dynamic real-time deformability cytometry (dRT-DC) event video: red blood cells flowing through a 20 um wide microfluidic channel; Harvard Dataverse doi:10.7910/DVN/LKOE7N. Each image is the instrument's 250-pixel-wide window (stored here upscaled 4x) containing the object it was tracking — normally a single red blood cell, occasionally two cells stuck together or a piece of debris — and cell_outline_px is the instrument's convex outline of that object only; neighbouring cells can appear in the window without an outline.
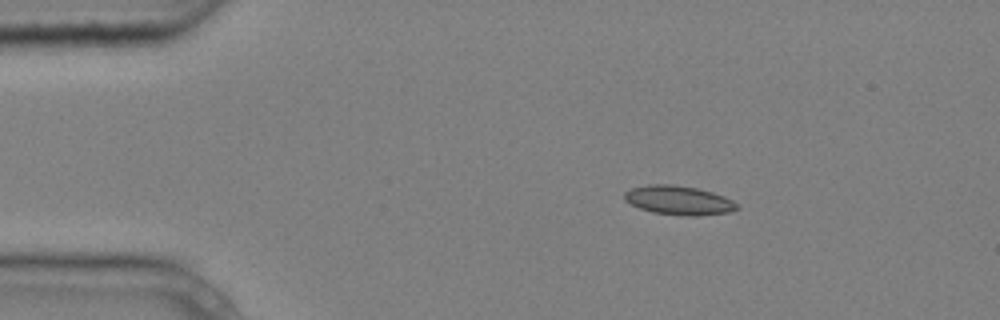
{"species": "common noctule bat (a hibernating species)", "species_latin": "Nyctalus noctula", "temperature_condition": "cold", "stored_images_in_passage": 5, "camera_frame_rate_fps": 3000, "um_per_image_px": 0.085, "animal": {"sex": "male", "body_mass_g": 20.4}, "frame": {"image": 1, "passage_image": 2, "time_ms": 0.333, "image_size_px": [1000, 320], "cell_outline_px": [[740, 208], [728, 212], [696, 216], [688, 216], [652, 212], [640, 208], [624, 200], [624, 192], [632, 188], [648, 184], [672, 184], [696, 188], [712, 192], [724, 196], [732, 200]], "centroid_in_image_um": [57.68, 17.02], "position_along_channel_um": 27.3, "area_um2": 18.96}}
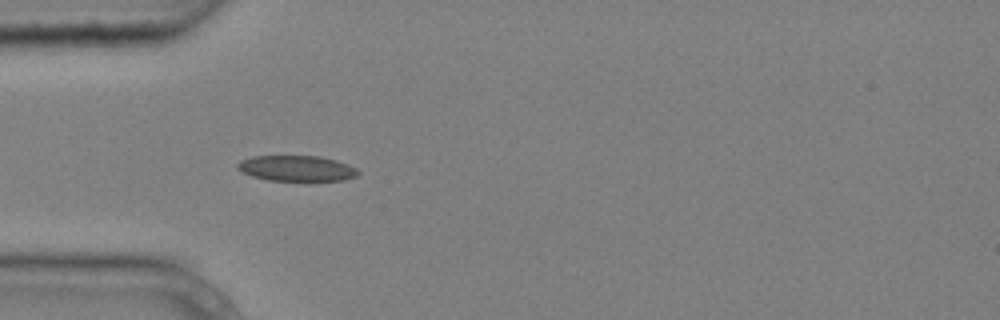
{"frame": {"image": 2, "passage_image": 4, "time_ms": 1.0, "image_size_px": [1000, 320], "cell_outline_px": [[360, 172], [356, 176], [344, 180], [308, 184], [268, 180], [252, 176], [240, 172], [236, 168], [236, 164], [240, 160], [252, 156], [320, 156], [336, 160], [348, 164], [356, 168]], "centroid_in_image_um": [25.23, 14.36], "position_along_channel_um": 59.8, "area_um2": 19.13}}
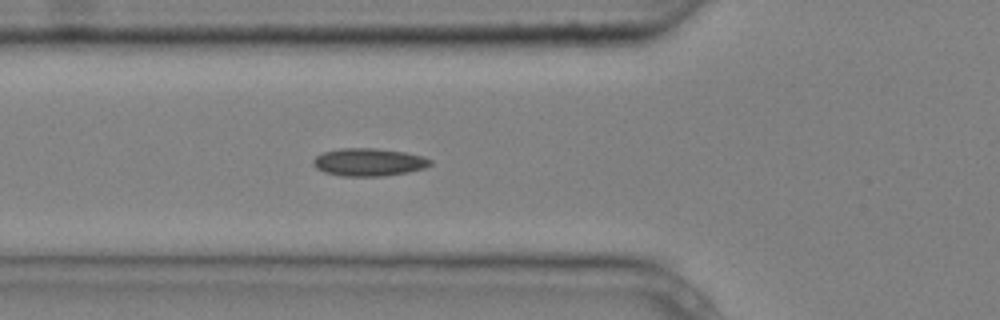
{"frame": {"image": 3, "passage_image": 5, "time_ms": 1.333, "image_size_px": [1000, 320], "cell_outline_px": [[432, 164], [424, 168], [408, 172], [384, 176], [340, 176], [324, 172], [316, 168], [312, 164], [312, 160], [316, 156], [324, 152], [340, 148], [376, 148], [404, 152], [420, 156], [432, 160]], "centroid_in_image_um": [31.31, 13.78], "position_along_channel_um": 94.5, "area_um2": 18.96}}